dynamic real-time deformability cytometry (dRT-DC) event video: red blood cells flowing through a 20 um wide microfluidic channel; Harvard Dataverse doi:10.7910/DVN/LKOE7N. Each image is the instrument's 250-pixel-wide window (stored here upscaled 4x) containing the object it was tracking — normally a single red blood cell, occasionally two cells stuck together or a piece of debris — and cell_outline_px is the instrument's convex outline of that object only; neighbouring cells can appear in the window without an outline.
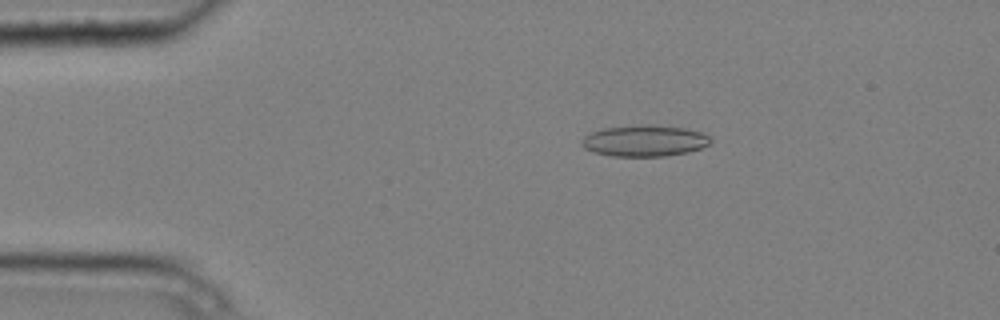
{"species": "common noctule bat (a hibernating species)", "species_latin": "Nyctalus noctula", "temperature_condition": "cold", "stored_images_in_passage": 8, "camera_frame_rate_fps": 3000, "um_per_image_px": 0.085, "animal": {"sex": "male", "body_mass_g": 20.4}, "frame": {"image": 1, "passage_image": 3, "time_ms": 0.667, "image_size_px": [1000, 320], "cell_outline_px": [[712, 140], [708, 144], [700, 148], [688, 152], [664, 156], [612, 156], [592, 152], [584, 148], [580, 144], [580, 140], [584, 136], [592, 132], [604, 128], [640, 124], [648, 124], [684, 128], [700, 132], [708, 136]], "centroid_in_image_um": [54.73, 11.96], "position_along_channel_um": 30.3, "area_um2": 23.52}}
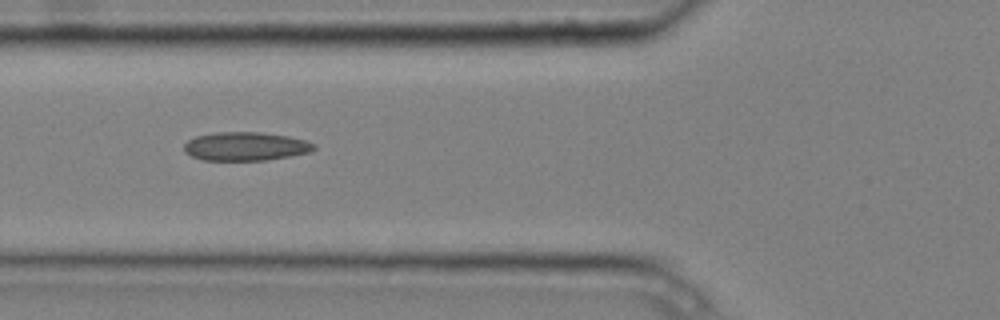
{"frame": {"image": 2, "passage_image": 5, "time_ms": 1.333, "image_size_px": [1000, 320], "cell_outline_px": [[316, 148], [312, 152], [292, 156], [268, 160], [204, 160], [192, 156], [184, 152], [184, 144], [188, 140], [196, 136], [216, 132], [260, 132], [288, 136], [304, 140], [316, 144]], "centroid_in_image_um": [20.9, 12.44], "position_along_channel_um": 104.9, "area_um2": 21.79}}
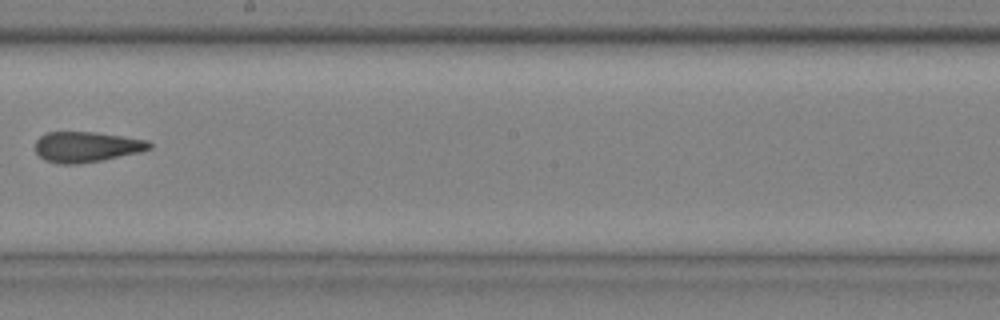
{"frame": {"image": 3, "passage_image": 8, "time_ms": 2.333, "image_size_px": [1000, 320], "cell_outline_px": [[152, 148], [140, 152], [100, 160], [76, 164], [56, 164], [44, 160], [36, 152], [36, 140], [40, 136], [48, 132], [96, 132], [148, 140], [152, 144]], "centroid_in_image_um": [7.35, 12.48], "position_along_channel_um": 240.9, "area_um2": 20.23}}